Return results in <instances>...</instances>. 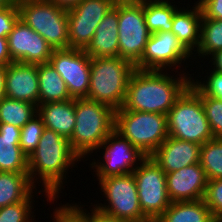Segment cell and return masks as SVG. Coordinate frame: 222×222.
Masks as SVG:
<instances>
[{
	"label": "cell",
	"instance_id": "obj_1",
	"mask_svg": "<svg viewBox=\"0 0 222 222\" xmlns=\"http://www.w3.org/2000/svg\"><path fill=\"white\" fill-rule=\"evenodd\" d=\"M176 72L181 75H175L177 78H174L167 70L136 68L129 79L122 108L167 115L177 98L190 85L192 78L188 72Z\"/></svg>",
	"mask_w": 222,
	"mask_h": 222
},
{
	"label": "cell",
	"instance_id": "obj_2",
	"mask_svg": "<svg viewBox=\"0 0 222 222\" xmlns=\"http://www.w3.org/2000/svg\"><path fill=\"white\" fill-rule=\"evenodd\" d=\"M78 161L81 159L71 149L69 140L55 131L45 128L37 148L28 158L30 182L37 191L36 182L41 183L42 181L41 186L44 189L42 187L41 189L42 192H45L47 202H54L62 193L61 189L64 187V178L66 175L68 176L67 172Z\"/></svg>",
	"mask_w": 222,
	"mask_h": 222
},
{
	"label": "cell",
	"instance_id": "obj_3",
	"mask_svg": "<svg viewBox=\"0 0 222 222\" xmlns=\"http://www.w3.org/2000/svg\"><path fill=\"white\" fill-rule=\"evenodd\" d=\"M75 116L76 123L69 142L71 149L83 160L97 151L114 130L115 110L88 98H77Z\"/></svg>",
	"mask_w": 222,
	"mask_h": 222
},
{
	"label": "cell",
	"instance_id": "obj_4",
	"mask_svg": "<svg viewBox=\"0 0 222 222\" xmlns=\"http://www.w3.org/2000/svg\"><path fill=\"white\" fill-rule=\"evenodd\" d=\"M136 67L117 57L91 58L87 98L119 110L125 100L129 79Z\"/></svg>",
	"mask_w": 222,
	"mask_h": 222
},
{
	"label": "cell",
	"instance_id": "obj_5",
	"mask_svg": "<svg viewBox=\"0 0 222 222\" xmlns=\"http://www.w3.org/2000/svg\"><path fill=\"white\" fill-rule=\"evenodd\" d=\"M170 137L199 145L214 138L200 95L189 85L167 113Z\"/></svg>",
	"mask_w": 222,
	"mask_h": 222
},
{
	"label": "cell",
	"instance_id": "obj_6",
	"mask_svg": "<svg viewBox=\"0 0 222 222\" xmlns=\"http://www.w3.org/2000/svg\"><path fill=\"white\" fill-rule=\"evenodd\" d=\"M114 130L146 157L150 156L169 136L167 115L125 110L122 107L115 111Z\"/></svg>",
	"mask_w": 222,
	"mask_h": 222
},
{
	"label": "cell",
	"instance_id": "obj_7",
	"mask_svg": "<svg viewBox=\"0 0 222 222\" xmlns=\"http://www.w3.org/2000/svg\"><path fill=\"white\" fill-rule=\"evenodd\" d=\"M19 19L40 34L54 49H68L67 10L48 0L25 1L17 4Z\"/></svg>",
	"mask_w": 222,
	"mask_h": 222
},
{
	"label": "cell",
	"instance_id": "obj_8",
	"mask_svg": "<svg viewBox=\"0 0 222 222\" xmlns=\"http://www.w3.org/2000/svg\"><path fill=\"white\" fill-rule=\"evenodd\" d=\"M106 201L94 206L105 214L128 222H151L139 204L137 185L133 173L97 179ZM108 204V205H106Z\"/></svg>",
	"mask_w": 222,
	"mask_h": 222
},
{
	"label": "cell",
	"instance_id": "obj_9",
	"mask_svg": "<svg viewBox=\"0 0 222 222\" xmlns=\"http://www.w3.org/2000/svg\"><path fill=\"white\" fill-rule=\"evenodd\" d=\"M133 175L142 213L155 222L172 203L167 191L166 174L147 156L133 171Z\"/></svg>",
	"mask_w": 222,
	"mask_h": 222
},
{
	"label": "cell",
	"instance_id": "obj_10",
	"mask_svg": "<svg viewBox=\"0 0 222 222\" xmlns=\"http://www.w3.org/2000/svg\"><path fill=\"white\" fill-rule=\"evenodd\" d=\"M118 44L119 57L135 65L143 55L150 37L143 3L118 0Z\"/></svg>",
	"mask_w": 222,
	"mask_h": 222
},
{
	"label": "cell",
	"instance_id": "obj_11",
	"mask_svg": "<svg viewBox=\"0 0 222 222\" xmlns=\"http://www.w3.org/2000/svg\"><path fill=\"white\" fill-rule=\"evenodd\" d=\"M100 149H104L103 160L101 158L100 162H96L94 158L90 164V167L96 169L93 172L97 179L133 173L146 157L115 130L98 147V151Z\"/></svg>",
	"mask_w": 222,
	"mask_h": 222
},
{
	"label": "cell",
	"instance_id": "obj_12",
	"mask_svg": "<svg viewBox=\"0 0 222 222\" xmlns=\"http://www.w3.org/2000/svg\"><path fill=\"white\" fill-rule=\"evenodd\" d=\"M117 0H82L67 10L69 48L85 49Z\"/></svg>",
	"mask_w": 222,
	"mask_h": 222
},
{
	"label": "cell",
	"instance_id": "obj_13",
	"mask_svg": "<svg viewBox=\"0 0 222 222\" xmlns=\"http://www.w3.org/2000/svg\"><path fill=\"white\" fill-rule=\"evenodd\" d=\"M192 54L172 32L150 34L142 58L134 65L142 70H169L181 67ZM184 60V61H183ZM183 61V62H182Z\"/></svg>",
	"mask_w": 222,
	"mask_h": 222
},
{
	"label": "cell",
	"instance_id": "obj_14",
	"mask_svg": "<svg viewBox=\"0 0 222 222\" xmlns=\"http://www.w3.org/2000/svg\"><path fill=\"white\" fill-rule=\"evenodd\" d=\"M49 63L65 81L72 99L87 98L91 57L83 49L53 50Z\"/></svg>",
	"mask_w": 222,
	"mask_h": 222
},
{
	"label": "cell",
	"instance_id": "obj_15",
	"mask_svg": "<svg viewBox=\"0 0 222 222\" xmlns=\"http://www.w3.org/2000/svg\"><path fill=\"white\" fill-rule=\"evenodd\" d=\"M7 39L12 62L37 65L48 63L54 50L40 34L20 19Z\"/></svg>",
	"mask_w": 222,
	"mask_h": 222
},
{
	"label": "cell",
	"instance_id": "obj_16",
	"mask_svg": "<svg viewBox=\"0 0 222 222\" xmlns=\"http://www.w3.org/2000/svg\"><path fill=\"white\" fill-rule=\"evenodd\" d=\"M167 191L172 202L203 199L208 183L199 163L166 173Z\"/></svg>",
	"mask_w": 222,
	"mask_h": 222
},
{
	"label": "cell",
	"instance_id": "obj_17",
	"mask_svg": "<svg viewBox=\"0 0 222 222\" xmlns=\"http://www.w3.org/2000/svg\"><path fill=\"white\" fill-rule=\"evenodd\" d=\"M7 98L39 105L38 65L12 62L6 66Z\"/></svg>",
	"mask_w": 222,
	"mask_h": 222
},
{
	"label": "cell",
	"instance_id": "obj_18",
	"mask_svg": "<svg viewBox=\"0 0 222 222\" xmlns=\"http://www.w3.org/2000/svg\"><path fill=\"white\" fill-rule=\"evenodd\" d=\"M201 145L168 136L150 155L164 173L199 163Z\"/></svg>",
	"mask_w": 222,
	"mask_h": 222
},
{
	"label": "cell",
	"instance_id": "obj_19",
	"mask_svg": "<svg viewBox=\"0 0 222 222\" xmlns=\"http://www.w3.org/2000/svg\"><path fill=\"white\" fill-rule=\"evenodd\" d=\"M118 0L114 7L103 17L94 36L84 51L91 57H117L118 44Z\"/></svg>",
	"mask_w": 222,
	"mask_h": 222
},
{
	"label": "cell",
	"instance_id": "obj_20",
	"mask_svg": "<svg viewBox=\"0 0 222 222\" xmlns=\"http://www.w3.org/2000/svg\"><path fill=\"white\" fill-rule=\"evenodd\" d=\"M21 129L0 124V172L28 173V157L19 146Z\"/></svg>",
	"mask_w": 222,
	"mask_h": 222
},
{
	"label": "cell",
	"instance_id": "obj_21",
	"mask_svg": "<svg viewBox=\"0 0 222 222\" xmlns=\"http://www.w3.org/2000/svg\"><path fill=\"white\" fill-rule=\"evenodd\" d=\"M37 114L46 129L71 138L76 123L75 99L63 102H49L37 106Z\"/></svg>",
	"mask_w": 222,
	"mask_h": 222
},
{
	"label": "cell",
	"instance_id": "obj_22",
	"mask_svg": "<svg viewBox=\"0 0 222 222\" xmlns=\"http://www.w3.org/2000/svg\"><path fill=\"white\" fill-rule=\"evenodd\" d=\"M192 10L187 6L179 8L172 19L171 32L181 44L193 55L200 43L202 11L197 2L193 3ZM194 51V53H193Z\"/></svg>",
	"mask_w": 222,
	"mask_h": 222
},
{
	"label": "cell",
	"instance_id": "obj_23",
	"mask_svg": "<svg viewBox=\"0 0 222 222\" xmlns=\"http://www.w3.org/2000/svg\"><path fill=\"white\" fill-rule=\"evenodd\" d=\"M39 105L72 99L65 81L48 62L38 64Z\"/></svg>",
	"mask_w": 222,
	"mask_h": 222
},
{
	"label": "cell",
	"instance_id": "obj_24",
	"mask_svg": "<svg viewBox=\"0 0 222 222\" xmlns=\"http://www.w3.org/2000/svg\"><path fill=\"white\" fill-rule=\"evenodd\" d=\"M155 222H218L203 199L172 202Z\"/></svg>",
	"mask_w": 222,
	"mask_h": 222
},
{
	"label": "cell",
	"instance_id": "obj_25",
	"mask_svg": "<svg viewBox=\"0 0 222 222\" xmlns=\"http://www.w3.org/2000/svg\"><path fill=\"white\" fill-rule=\"evenodd\" d=\"M34 188L28 173L0 172V208L24 201Z\"/></svg>",
	"mask_w": 222,
	"mask_h": 222
},
{
	"label": "cell",
	"instance_id": "obj_26",
	"mask_svg": "<svg viewBox=\"0 0 222 222\" xmlns=\"http://www.w3.org/2000/svg\"><path fill=\"white\" fill-rule=\"evenodd\" d=\"M172 3L169 0L143 3L145 22L151 34L171 32L172 19L179 8L175 4L172 5Z\"/></svg>",
	"mask_w": 222,
	"mask_h": 222
},
{
	"label": "cell",
	"instance_id": "obj_27",
	"mask_svg": "<svg viewBox=\"0 0 222 222\" xmlns=\"http://www.w3.org/2000/svg\"><path fill=\"white\" fill-rule=\"evenodd\" d=\"M37 115V106L26 101L4 97L0 102V124L24 127Z\"/></svg>",
	"mask_w": 222,
	"mask_h": 222
},
{
	"label": "cell",
	"instance_id": "obj_28",
	"mask_svg": "<svg viewBox=\"0 0 222 222\" xmlns=\"http://www.w3.org/2000/svg\"><path fill=\"white\" fill-rule=\"evenodd\" d=\"M222 50V20L205 18L202 15L200 43L193 58L200 56L205 58Z\"/></svg>",
	"mask_w": 222,
	"mask_h": 222
},
{
	"label": "cell",
	"instance_id": "obj_29",
	"mask_svg": "<svg viewBox=\"0 0 222 222\" xmlns=\"http://www.w3.org/2000/svg\"><path fill=\"white\" fill-rule=\"evenodd\" d=\"M199 164L208 181L222 178V138H213L201 145Z\"/></svg>",
	"mask_w": 222,
	"mask_h": 222
},
{
	"label": "cell",
	"instance_id": "obj_30",
	"mask_svg": "<svg viewBox=\"0 0 222 222\" xmlns=\"http://www.w3.org/2000/svg\"><path fill=\"white\" fill-rule=\"evenodd\" d=\"M190 86L200 95L205 115L214 138H222V99L203 94L192 82Z\"/></svg>",
	"mask_w": 222,
	"mask_h": 222
},
{
	"label": "cell",
	"instance_id": "obj_31",
	"mask_svg": "<svg viewBox=\"0 0 222 222\" xmlns=\"http://www.w3.org/2000/svg\"><path fill=\"white\" fill-rule=\"evenodd\" d=\"M44 129L45 126L38 114L21 128L19 146L28 158L37 148Z\"/></svg>",
	"mask_w": 222,
	"mask_h": 222
},
{
	"label": "cell",
	"instance_id": "obj_32",
	"mask_svg": "<svg viewBox=\"0 0 222 222\" xmlns=\"http://www.w3.org/2000/svg\"><path fill=\"white\" fill-rule=\"evenodd\" d=\"M33 193L24 201L0 208V222H34ZM33 201V202H32ZM33 218V219H32Z\"/></svg>",
	"mask_w": 222,
	"mask_h": 222
},
{
	"label": "cell",
	"instance_id": "obj_33",
	"mask_svg": "<svg viewBox=\"0 0 222 222\" xmlns=\"http://www.w3.org/2000/svg\"><path fill=\"white\" fill-rule=\"evenodd\" d=\"M203 201L218 222H222V178L209 180Z\"/></svg>",
	"mask_w": 222,
	"mask_h": 222
},
{
	"label": "cell",
	"instance_id": "obj_34",
	"mask_svg": "<svg viewBox=\"0 0 222 222\" xmlns=\"http://www.w3.org/2000/svg\"><path fill=\"white\" fill-rule=\"evenodd\" d=\"M207 80H206V78ZM203 79V82L198 80V78L195 80L191 78V82L203 93L208 96L222 99V74L217 73L214 70H211L209 72V75L205 76ZM198 80V81H197ZM200 81V82H199Z\"/></svg>",
	"mask_w": 222,
	"mask_h": 222
},
{
	"label": "cell",
	"instance_id": "obj_35",
	"mask_svg": "<svg viewBox=\"0 0 222 222\" xmlns=\"http://www.w3.org/2000/svg\"><path fill=\"white\" fill-rule=\"evenodd\" d=\"M82 222H128L126 220L118 219L116 217L109 216L105 214L104 212H101L95 207H92L89 211H86V209H83L82 207L84 205H77L66 203L65 204Z\"/></svg>",
	"mask_w": 222,
	"mask_h": 222
},
{
	"label": "cell",
	"instance_id": "obj_36",
	"mask_svg": "<svg viewBox=\"0 0 222 222\" xmlns=\"http://www.w3.org/2000/svg\"><path fill=\"white\" fill-rule=\"evenodd\" d=\"M19 19L17 4L10 3L4 8H0V37L7 38Z\"/></svg>",
	"mask_w": 222,
	"mask_h": 222
},
{
	"label": "cell",
	"instance_id": "obj_37",
	"mask_svg": "<svg viewBox=\"0 0 222 222\" xmlns=\"http://www.w3.org/2000/svg\"><path fill=\"white\" fill-rule=\"evenodd\" d=\"M205 18L222 20V0H198Z\"/></svg>",
	"mask_w": 222,
	"mask_h": 222
},
{
	"label": "cell",
	"instance_id": "obj_38",
	"mask_svg": "<svg viewBox=\"0 0 222 222\" xmlns=\"http://www.w3.org/2000/svg\"><path fill=\"white\" fill-rule=\"evenodd\" d=\"M55 208L52 222H82L66 205Z\"/></svg>",
	"mask_w": 222,
	"mask_h": 222
},
{
	"label": "cell",
	"instance_id": "obj_39",
	"mask_svg": "<svg viewBox=\"0 0 222 222\" xmlns=\"http://www.w3.org/2000/svg\"><path fill=\"white\" fill-rule=\"evenodd\" d=\"M12 63L9 50L8 39L0 37V66H7Z\"/></svg>",
	"mask_w": 222,
	"mask_h": 222
},
{
	"label": "cell",
	"instance_id": "obj_40",
	"mask_svg": "<svg viewBox=\"0 0 222 222\" xmlns=\"http://www.w3.org/2000/svg\"><path fill=\"white\" fill-rule=\"evenodd\" d=\"M210 61L212 63L211 65L214 66L212 70L222 74V50L213 53L210 57Z\"/></svg>",
	"mask_w": 222,
	"mask_h": 222
},
{
	"label": "cell",
	"instance_id": "obj_41",
	"mask_svg": "<svg viewBox=\"0 0 222 222\" xmlns=\"http://www.w3.org/2000/svg\"><path fill=\"white\" fill-rule=\"evenodd\" d=\"M48 1L54 3L57 7L68 10L75 7L82 0H48Z\"/></svg>",
	"mask_w": 222,
	"mask_h": 222
},
{
	"label": "cell",
	"instance_id": "obj_42",
	"mask_svg": "<svg viewBox=\"0 0 222 222\" xmlns=\"http://www.w3.org/2000/svg\"><path fill=\"white\" fill-rule=\"evenodd\" d=\"M6 66H0V102L5 95Z\"/></svg>",
	"mask_w": 222,
	"mask_h": 222
},
{
	"label": "cell",
	"instance_id": "obj_43",
	"mask_svg": "<svg viewBox=\"0 0 222 222\" xmlns=\"http://www.w3.org/2000/svg\"><path fill=\"white\" fill-rule=\"evenodd\" d=\"M132 3H144V2H154V1H166V0H124Z\"/></svg>",
	"mask_w": 222,
	"mask_h": 222
},
{
	"label": "cell",
	"instance_id": "obj_44",
	"mask_svg": "<svg viewBox=\"0 0 222 222\" xmlns=\"http://www.w3.org/2000/svg\"><path fill=\"white\" fill-rule=\"evenodd\" d=\"M10 3V0H0V8L8 6Z\"/></svg>",
	"mask_w": 222,
	"mask_h": 222
},
{
	"label": "cell",
	"instance_id": "obj_45",
	"mask_svg": "<svg viewBox=\"0 0 222 222\" xmlns=\"http://www.w3.org/2000/svg\"><path fill=\"white\" fill-rule=\"evenodd\" d=\"M25 1H35V0H10V2L14 3V4H19V3H22V2H25Z\"/></svg>",
	"mask_w": 222,
	"mask_h": 222
}]
</instances>
